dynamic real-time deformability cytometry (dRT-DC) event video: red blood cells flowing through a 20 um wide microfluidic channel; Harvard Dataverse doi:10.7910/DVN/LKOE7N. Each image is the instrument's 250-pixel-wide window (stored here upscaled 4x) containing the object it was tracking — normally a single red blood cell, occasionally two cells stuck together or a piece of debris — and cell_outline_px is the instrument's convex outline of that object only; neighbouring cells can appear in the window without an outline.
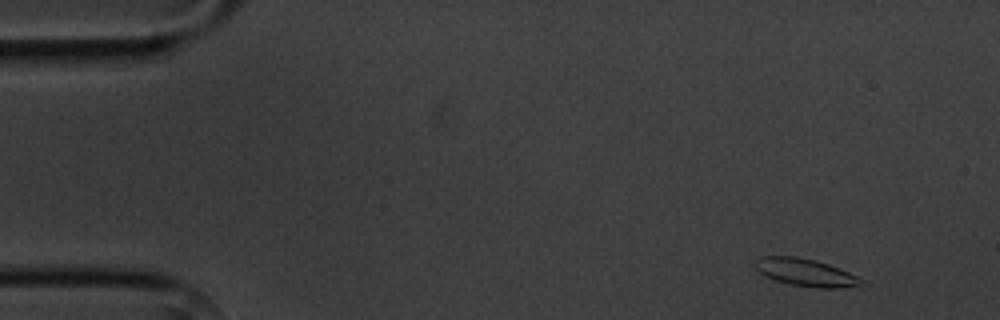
{"species": "common noctule bat (a hibernating species)", "species_latin": "Nyctalus noctula", "temperature_condition": "cold", "stored_images_in_passage": 4, "camera_frame_rate_fps": 3000, "um_per_image_px": 0.085, "animal": {"sex": "male", "body_mass_g": 20.1, "forearm_length_mm": 53.5}, "frame": {"image": 1, "passage_image": 1, "time_ms": 0.0, "image_size_px": [1000, 320], "cell_outline_px": [[860, 284], [844, 288], [816, 288], [788, 284], [764, 276], [752, 264], [752, 260], [760, 256], [796, 256], [816, 260], [828, 264], [848, 272], [856, 276], [860, 280]], "centroid_in_image_um": [68.36, 23.14], "position_along_channel_um": 16.6, "area_um2": 17.05}}